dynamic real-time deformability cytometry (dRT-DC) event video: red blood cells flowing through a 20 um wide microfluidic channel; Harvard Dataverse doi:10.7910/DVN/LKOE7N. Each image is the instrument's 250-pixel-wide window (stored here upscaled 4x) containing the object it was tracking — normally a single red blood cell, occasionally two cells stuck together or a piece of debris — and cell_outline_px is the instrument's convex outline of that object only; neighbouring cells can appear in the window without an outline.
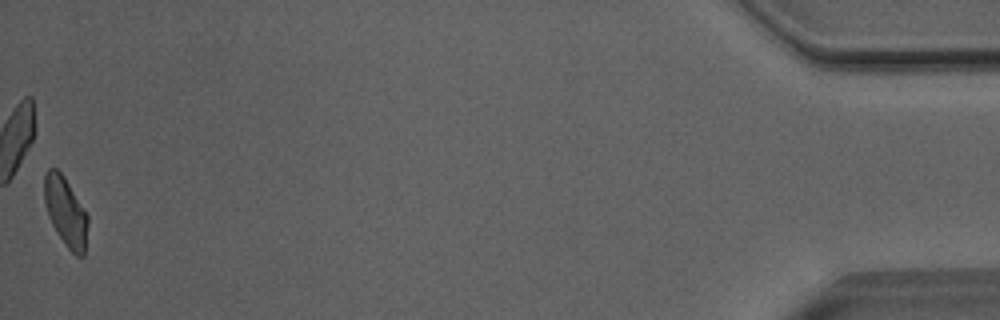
{"species": "Egyptian fruit bat (a non-hibernating species)", "species_latin": "Rousettus aegyptiacus", "temperature_condition": "room temperature", "stored_images_in_passage": 38, "camera_frame_rate_fps": 3000, "um_per_image_px": 0.085, "animal": {"sex": "male"}, "frame": {"image": 1, "passage_image": 38, "time_ms": 12.333, "image_size_px": [1000, 320], "cell_outline_px": [[88, 224], [84, 256], [76, 256], [64, 244], [56, 232], [48, 216], [44, 200], [44, 176], [48, 168], [56, 168], [64, 176], [88, 216]], "centroid_in_image_um": [5.57, 18.01], "position_along_channel_um": 429.6, "area_um2": 17.51}, "authors_computed_cell_mechanics": {"area_um2": 18.5249, "velocity_mm_per_s": 4.0606, "shape_relaxation_time_tau1_ms": 10.3531, "shape_relaxation_time_tau2_ms": 1.9229, "deformation_change_tau1": 0.1757, "deformation_change_tau2": 0.0847}}